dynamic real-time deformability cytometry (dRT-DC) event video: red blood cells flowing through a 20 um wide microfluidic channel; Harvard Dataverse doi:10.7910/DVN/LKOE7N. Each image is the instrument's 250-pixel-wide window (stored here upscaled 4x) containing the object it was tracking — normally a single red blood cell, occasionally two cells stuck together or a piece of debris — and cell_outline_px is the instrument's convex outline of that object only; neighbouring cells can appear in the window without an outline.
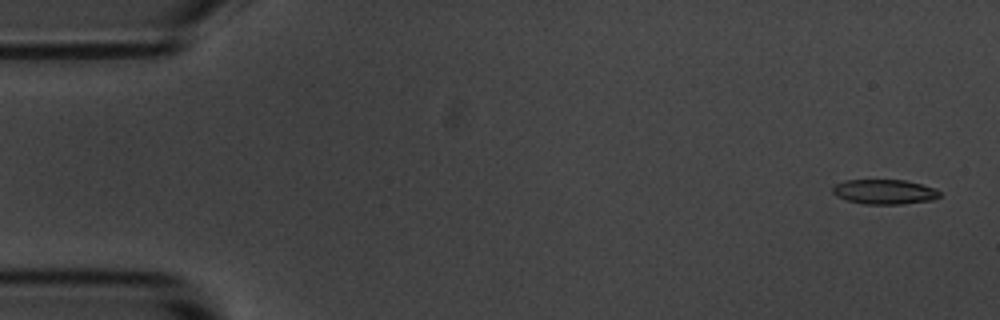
{"species": "common noctule bat (a hibernating species)", "species_latin": "Nyctalus noctula", "temperature_condition": "room temperature", "stored_images_in_passage": 55, "camera_frame_rate_fps": 3000, "um_per_image_px": 0.085, "animal": {"sex": "male", "body_mass_g": 20.1, "forearm_length_mm": 53.5}, "frame": {"image": 1, "passage_image": 2, "time_ms": 0.333, "image_size_px": [1000, 320], "cell_outline_px": [[940, 196], [932, 200], [900, 204], [864, 204], [848, 200], [836, 196], [832, 192], [832, 188], [836, 184], [844, 180], [904, 180], [936, 188], [940, 192]], "centroid_in_image_um": [75.17, 16.3], "position_along_channel_um": 9.8, "area_um2": 15.37}}
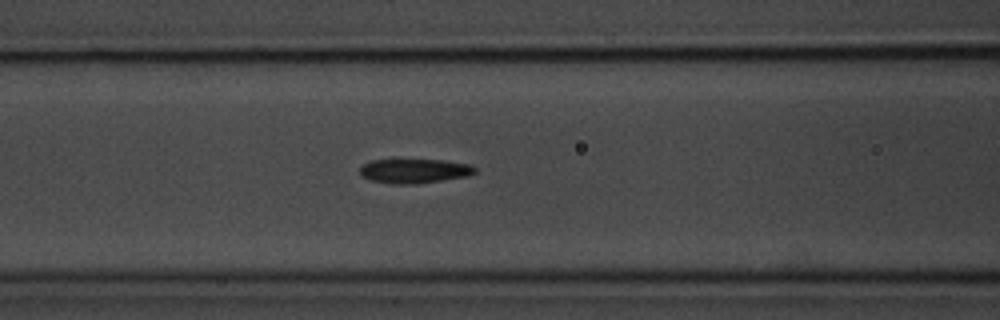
{"frame": {"image": 2, "passage_image": 22, "time_ms": 7.0, "image_size_px": [1000, 320], "cell_outline_px": [[476, 172], [468, 176], [416, 184], [392, 184], [368, 180], [360, 176], [360, 168], [364, 164], [372, 160], [440, 160], [468, 164], [476, 168]], "centroid_in_image_um": [35.18, 14.54], "position_along_channel_um": 131.4, "area_um2": 16.3}}
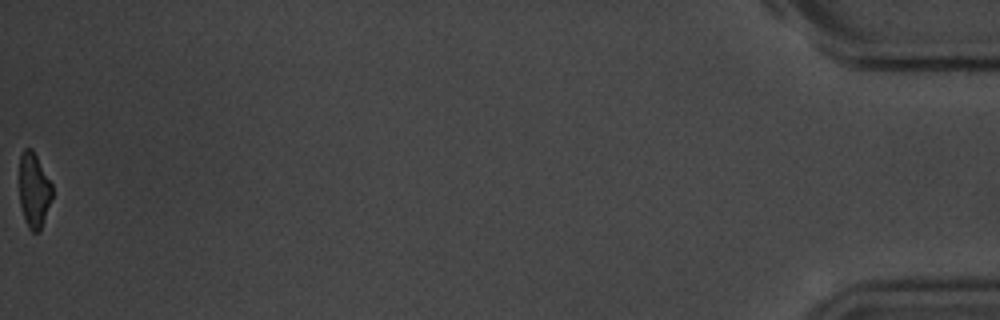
{"frame": {"image": 3, "passage_image": 55, "time_ms": 18.0, "image_size_px": [1000, 320], "cell_outline_px": [[52, 200], [40, 232], [32, 232], [28, 228], [24, 220], [20, 204], [20, 156], [24, 148], [32, 148], [52, 184]], "centroid_in_image_um": [2.89, 16.21], "position_along_channel_um": 432.3, "area_um2": 14.45}, "authors_computed_cell_mechanics": {"area_um2": 16.3574, "velocity_mm_per_s": 3.6535, "shape_relaxation_time_tau1_ms": 4.2639, "shape_relaxation_time_tau2_ms": 4.3565, "deformation_change_tau1": 0.1253, "deformation_change_tau2": 0.1187}}